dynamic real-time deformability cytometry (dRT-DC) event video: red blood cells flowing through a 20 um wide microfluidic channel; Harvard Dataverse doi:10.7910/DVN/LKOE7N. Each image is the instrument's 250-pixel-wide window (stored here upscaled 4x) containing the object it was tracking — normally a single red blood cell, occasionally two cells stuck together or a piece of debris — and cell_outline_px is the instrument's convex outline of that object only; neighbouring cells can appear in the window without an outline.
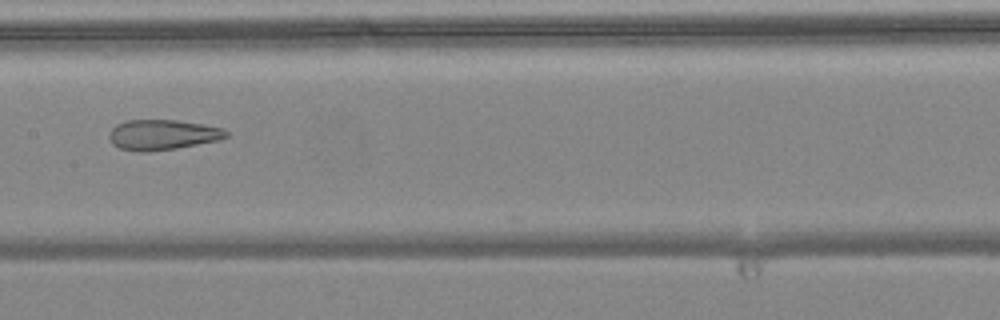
{"species": "common noctule bat (a hibernating species)", "species_latin": "Nyctalus noctula", "temperature_condition": "warm", "stored_images_in_passage": 7, "camera_frame_rate_fps": 3000, "um_per_image_px": 0.085, "animal": {"sex": "female", "body_mass_g": 24.6, "forearm_length_mm": 56.2}, "frame": {"image": 1, "passage_image": 7, "time_ms": 2.0, "image_size_px": [1000, 320], "cell_outline_px": [[228, 136], [220, 140], [176, 148], [148, 152], [140, 152], [120, 148], [112, 144], [108, 136], [112, 128], [116, 124], [128, 120], [176, 120], [204, 124], [224, 128], [228, 132]], "centroid_in_image_um": [13.83, 11.45], "position_along_channel_um": 193.6, "area_um2": 20.75}}